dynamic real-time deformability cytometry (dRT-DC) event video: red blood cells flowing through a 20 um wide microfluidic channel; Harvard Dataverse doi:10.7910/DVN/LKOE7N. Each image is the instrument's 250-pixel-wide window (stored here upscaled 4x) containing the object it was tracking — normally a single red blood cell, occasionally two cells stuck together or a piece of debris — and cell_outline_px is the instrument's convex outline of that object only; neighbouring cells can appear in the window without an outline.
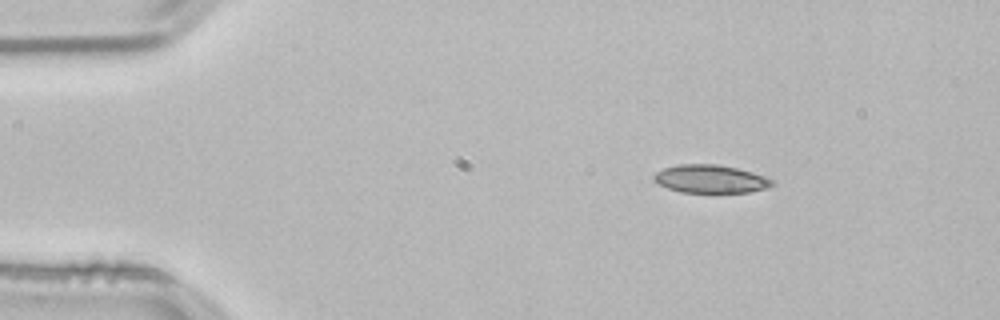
{"species": "common noctule bat (a hibernating species)", "species_latin": "Nyctalus noctula", "temperature_condition": "room temperature", "stored_images_in_passage": 46, "camera_frame_rate_fps": 3000, "um_per_image_px": 0.085, "animal": {"sex": "male", "body_mass_g": 21.5, "forearm_length_mm": 52.0}, "frame": {"image": 1, "passage_image": 1, "time_ms": 0.0, "image_size_px": [1000, 320], "cell_outline_px": [[776, 184], [768, 188], [748, 192], [680, 192], [668, 188], [652, 180], [652, 176], [656, 172], [664, 168], [676, 164], [716, 164], [736, 168], [752, 172], [776, 180]], "centroid_in_image_um": [60.41, 15.21], "position_along_channel_um": 24.6, "area_um2": 19.48}}
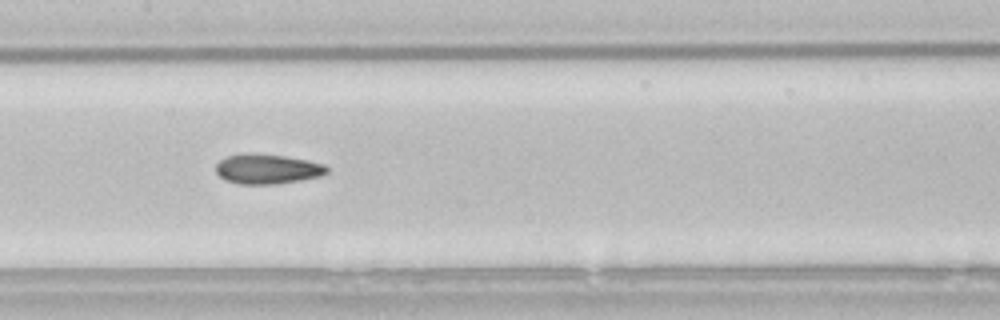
{"frame": {"image": 2, "passage_image": 19, "time_ms": 6.0, "image_size_px": [1000, 320], "cell_outline_px": [[328, 172], [320, 176], [300, 180], [276, 184], [240, 184], [224, 180], [216, 172], [216, 164], [220, 160], [228, 156], [244, 152], [248, 152], [284, 156], [324, 164], [328, 168]], "centroid_in_image_um": [22.68, 14.36], "position_along_channel_um": 184.7, "area_um2": 19.31}}
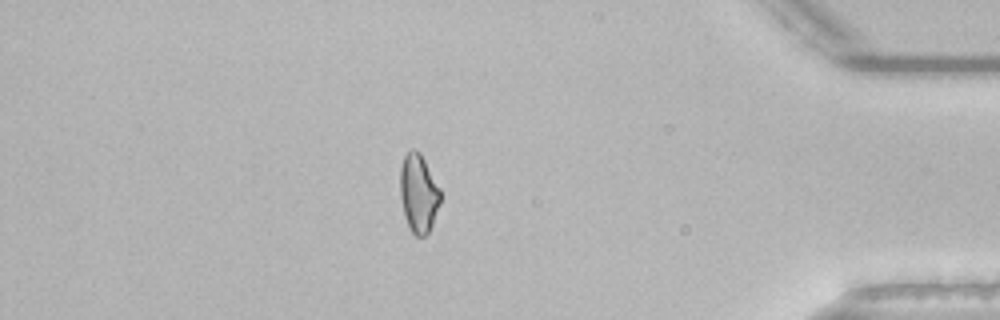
{"frame": {"image": 3, "passage_image": 39, "time_ms": 12.667, "image_size_px": [1000, 320], "cell_outline_px": [[440, 204], [432, 224], [428, 232], [424, 236], [416, 236], [408, 228], [404, 216], [400, 196], [400, 168], [404, 156], [412, 148], [416, 148], [420, 152], [440, 188]], "centroid_in_image_um": [35.56, 16.42], "position_along_channel_um": 399.6, "area_um2": 18.5}, "authors_computed_cell_mechanics": {"area_um2": 19.1607, "velocity_mm_per_s": 3.8109, "shape_relaxation_time_tau1_ms": null, "shape_relaxation_time_tau2_ms": 3.9737, "deformation_change_tau1": null, "deformation_change_tau2": 0.0919}}